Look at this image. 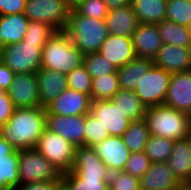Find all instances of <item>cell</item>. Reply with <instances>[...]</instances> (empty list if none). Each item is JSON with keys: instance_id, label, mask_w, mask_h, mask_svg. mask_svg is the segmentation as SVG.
Here are the masks:
<instances>
[{"instance_id": "cell-1", "label": "cell", "mask_w": 191, "mask_h": 190, "mask_svg": "<svg viewBox=\"0 0 191 190\" xmlns=\"http://www.w3.org/2000/svg\"><path fill=\"white\" fill-rule=\"evenodd\" d=\"M46 129V108H15L0 134L17 150L34 149Z\"/></svg>"}, {"instance_id": "cell-2", "label": "cell", "mask_w": 191, "mask_h": 190, "mask_svg": "<svg viewBox=\"0 0 191 190\" xmlns=\"http://www.w3.org/2000/svg\"><path fill=\"white\" fill-rule=\"evenodd\" d=\"M84 54L72 43L64 30L53 33L42 49L40 68L54 70L63 74L83 64Z\"/></svg>"}, {"instance_id": "cell-3", "label": "cell", "mask_w": 191, "mask_h": 190, "mask_svg": "<svg viewBox=\"0 0 191 190\" xmlns=\"http://www.w3.org/2000/svg\"><path fill=\"white\" fill-rule=\"evenodd\" d=\"M64 31L84 55L98 52L109 35L105 20L82 16L74 9L71 10Z\"/></svg>"}, {"instance_id": "cell-4", "label": "cell", "mask_w": 191, "mask_h": 190, "mask_svg": "<svg viewBox=\"0 0 191 190\" xmlns=\"http://www.w3.org/2000/svg\"><path fill=\"white\" fill-rule=\"evenodd\" d=\"M144 119L150 135L174 141L186 139L190 123L188 113L163 104L147 107Z\"/></svg>"}, {"instance_id": "cell-5", "label": "cell", "mask_w": 191, "mask_h": 190, "mask_svg": "<svg viewBox=\"0 0 191 190\" xmlns=\"http://www.w3.org/2000/svg\"><path fill=\"white\" fill-rule=\"evenodd\" d=\"M63 175L71 172L76 146L58 134L45 129L34 147Z\"/></svg>"}, {"instance_id": "cell-6", "label": "cell", "mask_w": 191, "mask_h": 190, "mask_svg": "<svg viewBox=\"0 0 191 190\" xmlns=\"http://www.w3.org/2000/svg\"><path fill=\"white\" fill-rule=\"evenodd\" d=\"M45 44L24 42L2 47L0 60L15 74L35 73L41 65L42 49Z\"/></svg>"}, {"instance_id": "cell-7", "label": "cell", "mask_w": 191, "mask_h": 190, "mask_svg": "<svg viewBox=\"0 0 191 190\" xmlns=\"http://www.w3.org/2000/svg\"><path fill=\"white\" fill-rule=\"evenodd\" d=\"M18 172L20 184L57 181L62 178L58 169L35 149L18 151Z\"/></svg>"}, {"instance_id": "cell-8", "label": "cell", "mask_w": 191, "mask_h": 190, "mask_svg": "<svg viewBox=\"0 0 191 190\" xmlns=\"http://www.w3.org/2000/svg\"><path fill=\"white\" fill-rule=\"evenodd\" d=\"M71 10L65 0H27L24 15L29 21L43 22L59 31L65 29Z\"/></svg>"}, {"instance_id": "cell-9", "label": "cell", "mask_w": 191, "mask_h": 190, "mask_svg": "<svg viewBox=\"0 0 191 190\" xmlns=\"http://www.w3.org/2000/svg\"><path fill=\"white\" fill-rule=\"evenodd\" d=\"M171 75L154 64L143 74L134 92L146 108L164 104Z\"/></svg>"}, {"instance_id": "cell-10", "label": "cell", "mask_w": 191, "mask_h": 190, "mask_svg": "<svg viewBox=\"0 0 191 190\" xmlns=\"http://www.w3.org/2000/svg\"><path fill=\"white\" fill-rule=\"evenodd\" d=\"M86 115L59 116L46 114V129L60 135L76 147L85 146Z\"/></svg>"}, {"instance_id": "cell-11", "label": "cell", "mask_w": 191, "mask_h": 190, "mask_svg": "<svg viewBox=\"0 0 191 190\" xmlns=\"http://www.w3.org/2000/svg\"><path fill=\"white\" fill-rule=\"evenodd\" d=\"M15 108L41 107L36 73H18L7 91Z\"/></svg>"}, {"instance_id": "cell-12", "label": "cell", "mask_w": 191, "mask_h": 190, "mask_svg": "<svg viewBox=\"0 0 191 190\" xmlns=\"http://www.w3.org/2000/svg\"><path fill=\"white\" fill-rule=\"evenodd\" d=\"M91 97L73 89L64 90L46 107V114L59 116H76L90 113Z\"/></svg>"}, {"instance_id": "cell-13", "label": "cell", "mask_w": 191, "mask_h": 190, "mask_svg": "<svg viewBox=\"0 0 191 190\" xmlns=\"http://www.w3.org/2000/svg\"><path fill=\"white\" fill-rule=\"evenodd\" d=\"M90 114L106 127L110 136H122L131 121L111 100L92 101Z\"/></svg>"}, {"instance_id": "cell-14", "label": "cell", "mask_w": 191, "mask_h": 190, "mask_svg": "<svg viewBox=\"0 0 191 190\" xmlns=\"http://www.w3.org/2000/svg\"><path fill=\"white\" fill-rule=\"evenodd\" d=\"M78 178H109L110 171L99 158L94 147L78 146L71 170Z\"/></svg>"}, {"instance_id": "cell-15", "label": "cell", "mask_w": 191, "mask_h": 190, "mask_svg": "<svg viewBox=\"0 0 191 190\" xmlns=\"http://www.w3.org/2000/svg\"><path fill=\"white\" fill-rule=\"evenodd\" d=\"M94 148L110 172L123 171L131 154L120 136H109Z\"/></svg>"}, {"instance_id": "cell-16", "label": "cell", "mask_w": 191, "mask_h": 190, "mask_svg": "<svg viewBox=\"0 0 191 190\" xmlns=\"http://www.w3.org/2000/svg\"><path fill=\"white\" fill-rule=\"evenodd\" d=\"M116 69L125 66L135 59L132 37H123L109 34L98 51Z\"/></svg>"}, {"instance_id": "cell-17", "label": "cell", "mask_w": 191, "mask_h": 190, "mask_svg": "<svg viewBox=\"0 0 191 190\" xmlns=\"http://www.w3.org/2000/svg\"><path fill=\"white\" fill-rule=\"evenodd\" d=\"M164 105L189 113L191 110V73H173Z\"/></svg>"}, {"instance_id": "cell-18", "label": "cell", "mask_w": 191, "mask_h": 190, "mask_svg": "<svg viewBox=\"0 0 191 190\" xmlns=\"http://www.w3.org/2000/svg\"><path fill=\"white\" fill-rule=\"evenodd\" d=\"M137 57L153 60L162 47L161 37L156 24L139 23L132 35Z\"/></svg>"}, {"instance_id": "cell-19", "label": "cell", "mask_w": 191, "mask_h": 190, "mask_svg": "<svg viewBox=\"0 0 191 190\" xmlns=\"http://www.w3.org/2000/svg\"><path fill=\"white\" fill-rule=\"evenodd\" d=\"M35 73L39 88L40 105L46 108L68 88L67 75L44 68H39Z\"/></svg>"}, {"instance_id": "cell-20", "label": "cell", "mask_w": 191, "mask_h": 190, "mask_svg": "<svg viewBox=\"0 0 191 190\" xmlns=\"http://www.w3.org/2000/svg\"><path fill=\"white\" fill-rule=\"evenodd\" d=\"M191 48L162 44L153 64L173 74L186 72L189 68Z\"/></svg>"}, {"instance_id": "cell-21", "label": "cell", "mask_w": 191, "mask_h": 190, "mask_svg": "<svg viewBox=\"0 0 191 190\" xmlns=\"http://www.w3.org/2000/svg\"><path fill=\"white\" fill-rule=\"evenodd\" d=\"M181 182L167 162L151 163L148 171L140 178L141 190H173Z\"/></svg>"}, {"instance_id": "cell-22", "label": "cell", "mask_w": 191, "mask_h": 190, "mask_svg": "<svg viewBox=\"0 0 191 190\" xmlns=\"http://www.w3.org/2000/svg\"><path fill=\"white\" fill-rule=\"evenodd\" d=\"M109 34L132 37L139 21L131 5L109 10L105 18Z\"/></svg>"}, {"instance_id": "cell-23", "label": "cell", "mask_w": 191, "mask_h": 190, "mask_svg": "<svg viewBox=\"0 0 191 190\" xmlns=\"http://www.w3.org/2000/svg\"><path fill=\"white\" fill-rule=\"evenodd\" d=\"M29 19L24 13L0 16V44L5 45L19 43L24 39Z\"/></svg>"}, {"instance_id": "cell-24", "label": "cell", "mask_w": 191, "mask_h": 190, "mask_svg": "<svg viewBox=\"0 0 191 190\" xmlns=\"http://www.w3.org/2000/svg\"><path fill=\"white\" fill-rule=\"evenodd\" d=\"M167 163L180 182H191V146L186 139L175 141Z\"/></svg>"}, {"instance_id": "cell-25", "label": "cell", "mask_w": 191, "mask_h": 190, "mask_svg": "<svg viewBox=\"0 0 191 190\" xmlns=\"http://www.w3.org/2000/svg\"><path fill=\"white\" fill-rule=\"evenodd\" d=\"M153 65V60L136 57L125 66L117 69L120 89L134 91L139 85L143 74Z\"/></svg>"}, {"instance_id": "cell-26", "label": "cell", "mask_w": 191, "mask_h": 190, "mask_svg": "<svg viewBox=\"0 0 191 190\" xmlns=\"http://www.w3.org/2000/svg\"><path fill=\"white\" fill-rule=\"evenodd\" d=\"M139 23L157 24L166 19L167 0H132Z\"/></svg>"}, {"instance_id": "cell-27", "label": "cell", "mask_w": 191, "mask_h": 190, "mask_svg": "<svg viewBox=\"0 0 191 190\" xmlns=\"http://www.w3.org/2000/svg\"><path fill=\"white\" fill-rule=\"evenodd\" d=\"M156 25L163 44L191 48V37L187 26L166 19Z\"/></svg>"}, {"instance_id": "cell-28", "label": "cell", "mask_w": 191, "mask_h": 190, "mask_svg": "<svg viewBox=\"0 0 191 190\" xmlns=\"http://www.w3.org/2000/svg\"><path fill=\"white\" fill-rule=\"evenodd\" d=\"M111 101L118 105L130 121H137L145 117L146 107L134 91L119 89Z\"/></svg>"}, {"instance_id": "cell-29", "label": "cell", "mask_w": 191, "mask_h": 190, "mask_svg": "<svg viewBox=\"0 0 191 190\" xmlns=\"http://www.w3.org/2000/svg\"><path fill=\"white\" fill-rule=\"evenodd\" d=\"M149 130L145 119L131 121L128 129L121 136L131 153L143 152L149 138Z\"/></svg>"}, {"instance_id": "cell-30", "label": "cell", "mask_w": 191, "mask_h": 190, "mask_svg": "<svg viewBox=\"0 0 191 190\" xmlns=\"http://www.w3.org/2000/svg\"><path fill=\"white\" fill-rule=\"evenodd\" d=\"M119 89V78L116 71L102 77L93 78L90 97L92 101H108L113 98Z\"/></svg>"}, {"instance_id": "cell-31", "label": "cell", "mask_w": 191, "mask_h": 190, "mask_svg": "<svg viewBox=\"0 0 191 190\" xmlns=\"http://www.w3.org/2000/svg\"><path fill=\"white\" fill-rule=\"evenodd\" d=\"M174 143L175 141L172 139L150 135L144 152L150 158L151 163L167 162L172 153Z\"/></svg>"}, {"instance_id": "cell-32", "label": "cell", "mask_w": 191, "mask_h": 190, "mask_svg": "<svg viewBox=\"0 0 191 190\" xmlns=\"http://www.w3.org/2000/svg\"><path fill=\"white\" fill-rule=\"evenodd\" d=\"M166 20L188 26L191 23V0H167Z\"/></svg>"}, {"instance_id": "cell-33", "label": "cell", "mask_w": 191, "mask_h": 190, "mask_svg": "<svg viewBox=\"0 0 191 190\" xmlns=\"http://www.w3.org/2000/svg\"><path fill=\"white\" fill-rule=\"evenodd\" d=\"M83 65L92 79L117 71V69L98 52L85 54L83 56Z\"/></svg>"}, {"instance_id": "cell-34", "label": "cell", "mask_w": 191, "mask_h": 190, "mask_svg": "<svg viewBox=\"0 0 191 190\" xmlns=\"http://www.w3.org/2000/svg\"><path fill=\"white\" fill-rule=\"evenodd\" d=\"M62 178L73 190H109V178H78L73 172H67Z\"/></svg>"}, {"instance_id": "cell-35", "label": "cell", "mask_w": 191, "mask_h": 190, "mask_svg": "<svg viewBox=\"0 0 191 190\" xmlns=\"http://www.w3.org/2000/svg\"><path fill=\"white\" fill-rule=\"evenodd\" d=\"M1 190H14L19 184L18 159L0 161Z\"/></svg>"}, {"instance_id": "cell-36", "label": "cell", "mask_w": 191, "mask_h": 190, "mask_svg": "<svg viewBox=\"0 0 191 190\" xmlns=\"http://www.w3.org/2000/svg\"><path fill=\"white\" fill-rule=\"evenodd\" d=\"M68 88L91 96L92 77L82 64L67 74Z\"/></svg>"}, {"instance_id": "cell-37", "label": "cell", "mask_w": 191, "mask_h": 190, "mask_svg": "<svg viewBox=\"0 0 191 190\" xmlns=\"http://www.w3.org/2000/svg\"><path fill=\"white\" fill-rule=\"evenodd\" d=\"M110 134L99 120L90 113L86 114L85 121V146L94 147L97 143L102 142Z\"/></svg>"}, {"instance_id": "cell-38", "label": "cell", "mask_w": 191, "mask_h": 190, "mask_svg": "<svg viewBox=\"0 0 191 190\" xmlns=\"http://www.w3.org/2000/svg\"><path fill=\"white\" fill-rule=\"evenodd\" d=\"M54 32H56V30L46 23L29 21L23 40L24 42L46 44Z\"/></svg>"}, {"instance_id": "cell-39", "label": "cell", "mask_w": 191, "mask_h": 190, "mask_svg": "<svg viewBox=\"0 0 191 190\" xmlns=\"http://www.w3.org/2000/svg\"><path fill=\"white\" fill-rule=\"evenodd\" d=\"M73 9L82 16L99 20H105L109 12V8L103 0H84Z\"/></svg>"}, {"instance_id": "cell-40", "label": "cell", "mask_w": 191, "mask_h": 190, "mask_svg": "<svg viewBox=\"0 0 191 190\" xmlns=\"http://www.w3.org/2000/svg\"><path fill=\"white\" fill-rule=\"evenodd\" d=\"M108 186L109 190H141L140 178L124 171L110 172Z\"/></svg>"}, {"instance_id": "cell-41", "label": "cell", "mask_w": 191, "mask_h": 190, "mask_svg": "<svg viewBox=\"0 0 191 190\" xmlns=\"http://www.w3.org/2000/svg\"><path fill=\"white\" fill-rule=\"evenodd\" d=\"M150 165V158L144 151L135 152L130 154L123 171L137 178H141L148 171Z\"/></svg>"}, {"instance_id": "cell-42", "label": "cell", "mask_w": 191, "mask_h": 190, "mask_svg": "<svg viewBox=\"0 0 191 190\" xmlns=\"http://www.w3.org/2000/svg\"><path fill=\"white\" fill-rule=\"evenodd\" d=\"M27 0H0V16L24 13Z\"/></svg>"}, {"instance_id": "cell-43", "label": "cell", "mask_w": 191, "mask_h": 190, "mask_svg": "<svg viewBox=\"0 0 191 190\" xmlns=\"http://www.w3.org/2000/svg\"><path fill=\"white\" fill-rule=\"evenodd\" d=\"M15 107L12 100L10 99L7 92L2 95L0 99V127L5 125L6 122L11 118Z\"/></svg>"}, {"instance_id": "cell-44", "label": "cell", "mask_w": 191, "mask_h": 190, "mask_svg": "<svg viewBox=\"0 0 191 190\" xmlns=\"http://www.w3.org/2000/svg\"><path fill=\"white\" fill-rule=\"evenodd\" d=\"M15 75L16 74L0 60V87H2L5 92L9 90Z\"/></svg>"}, {"instance_id": "cell-45", "label": "cell", "mask_w": 191, "mask_h": 190, "mask_svg": "<svg viewBox=\"0 0 191 190\" xmlns=\"http://www.w3.org/2000/svg\"><path fill=\"white\" fill-rule=\"evenodd\" d=\"M18 151L0 134V161L3 159H18Z\"/></svg>"}, {"instance_id": "cell-46", "label": "cell", "mask_w": 191, "mask_h": 190, "mask_svg": "<svg viewBox=\"0 0 191 190\" xmlns=\"http://www.w3.org/2000/svg\"><path fill=\"white\" fill-rule=\"evenodd\" d=\"M14 190H55V181L19 184Z\"/></svg>"}, {"instance_id": "cell-47", "label": "cell", "mask_w": 191, "mask_h": 190, "mask_svg": "<svg viewBox=\"0 0 191 190\" xmlns=\"http://www.w3.org/2000/svg\"><path fill=\"white\" fill-rule=\"evenodd\" d=\"M108 6L109 10L131 5L132 0H103Z\"/></svg>"}, {"instance_id": "cell-48", "label": "cell", "mask_w": 191, "mask_h": 190, "mask_svg": "<svg viewBox=\"0 0 191 190\" xmlns=\"http://www.w3.org/2000/svg\"><path fill=\"white\" fill-rule=\"evenodd\" d=\"M55 190H73L71 186L63 179L55 181Z\"/></svg>"}, {"instance_id": "cell-49", "label": "cell", "mask_w": 191, "mask_h": 190, "mask_svg": "<svg viewBox=\"0 0 191 190\" xmlns=\"http://www.w3.org/2000/svg\"><path fill=\"white\" fill-rule=\"evenodd\" d=\"M173 190H191V182H181L176 188Z\"/></svg>"}, {"instance_id": "cell-50", "label": "cell", "mask_w": 191, "mask_h": 190, "mask_svg": "<svg viewBox=\"0 0 191 190\" xmlns=\"http://www.w3.org/2000/svg\"><path fill=\"white\" fill-rule=\"evenodd\" d=\"M68 5L73 9L75 6H77L80 2L84 0H65Z\"/></svg>"}, {"instance_id": "cell-51", "label": "cell", "mask_w": 191, "mask_h": 190, "mask_svg": "<svg viewBox=\"0 0 191 190\" xmlns=\"http://www.w3.org/2000/svg\"><path fill=\"white\" fill-rule=\"evenodd\" d=\"M186 140L188 141L189 145L191 146V123H189V126H188V132L186 135Z\"/></svg>"}, {"instance_id": "cell-52", "label": "cell", "mask_w": 191, "mask_h": 190, "mask_svg": "<svg viewBox=\"0 0 191 190\" xmlns=\"http://www.w3.org/2000/svg\"><path fill=\"white\" fill-rule=\"evenodd\" d=\"M5 93V90L2 88V87H0V99H2V95Z\"/></svg>"}, {"instance_id": "cell-53", "label": "cell", "mask_w": 191, "mask_h": 190, "mask_svg": "<svg viewBox=\"0 0 191 190\" xmlns=\"http://www.w3.org/2000/svg\"><path fill=\"white\" fill-rule=\"evenodd\" d=\"M187 71L191 73V56H190L189 68H188V70H187Z\"/></svg>"}, {"instance_id": "cell-54", "label": "cell", "mask_w": 191, "mask_h": 190, "mask_svg": "<svg viewBox=\"0 0 191 190\" xmlns=\"http://www.w3.org/2000/svg\"><path fill=\"white\" fill-rule=\"evenodd\" d=\"M187 27H188V31H189L190 37H191V23Z\"/></svg>"}, {"instance_id": "cell-55", "label": "cell", "mask_w": 191, "mask_h": 190, "mask_svg": "<svg viewBox=\"0 0 191 190\" xmlns=\"http://www.w3.org/2000/svg\"><path fill=\"white\" fill-rule=\"evenodd\" d=\"M188 117H189V120H190V123H191V110H190V112L188 113Z\"/></svg>"}]
</instances>
